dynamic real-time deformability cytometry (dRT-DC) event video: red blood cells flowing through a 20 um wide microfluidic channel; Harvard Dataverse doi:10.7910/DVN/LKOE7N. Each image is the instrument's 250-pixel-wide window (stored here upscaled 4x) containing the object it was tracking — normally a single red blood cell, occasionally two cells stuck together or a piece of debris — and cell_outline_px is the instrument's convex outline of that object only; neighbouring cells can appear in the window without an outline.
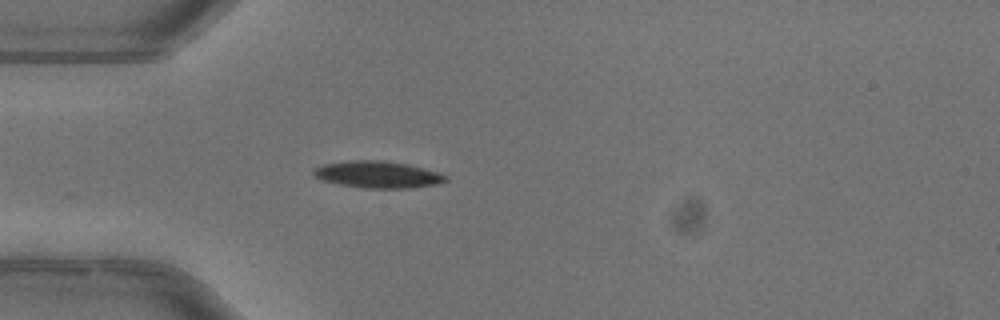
{"species": "common noctule bat (a hibernating species)", "species_latin": "Nyctalus noctula", "temperature_condition": "warm", "stored_images_in_passage": 28, "camera_frame_rate_fps": 3000, "um_per_image_px": 0.085, "animal": {"sex": "female"}, "frame": {"image": 1, "passage_image": 1, "time_ms": 0.0, "image_size_px": [1000, 320], "cell_outline_px": [[448, 180], [436, 184], [408, 188], [364, 188], [336, 184], [320, 180], [312, 172], [312, 168], [324, 164], [348, 160], [380, 160], [408, 164], [440, 172], [448, 176]], "centroid_in_image_um": [32.09, 14.83], "position_along_channel_um": 52.9, "area_um2": 20.87}, "authors_computed_cell_mechanics": {"area_um2": 21.1259, "velocity_mm_per_s": 4.025, "shape_relaxation_time_tau1_ms": 4.3849, "shape_relaxation_time_tau2_ms": 8.5117, "deformation_change_tau1": 0.1769, "deformation_change_tau2": 0.1223}}